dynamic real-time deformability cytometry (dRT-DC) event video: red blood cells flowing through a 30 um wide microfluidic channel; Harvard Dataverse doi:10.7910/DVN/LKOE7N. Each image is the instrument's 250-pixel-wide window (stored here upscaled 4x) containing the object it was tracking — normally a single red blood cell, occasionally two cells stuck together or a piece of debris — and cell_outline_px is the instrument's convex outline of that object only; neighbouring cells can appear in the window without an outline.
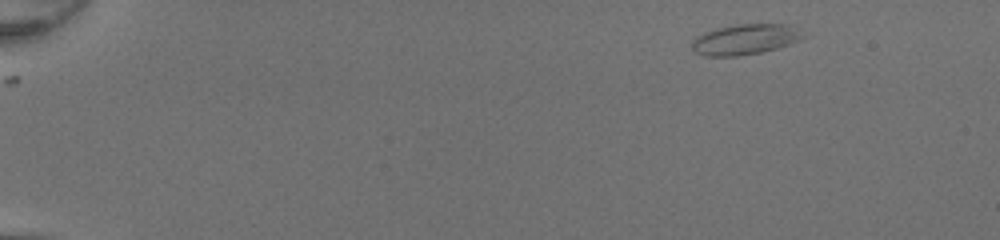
{"species": "common noctule bat (a hibernating species)", "species_latin": "Nyctalus noctula", "temperature_condition": "room temperature", "stored_images_in_passage": 45, "camera_frame_rate_fps": 3000, "um_per_image_px": 0.085, "animal": {"sex": "female", "body_mass_g": 20.0, "forearm_length_mm": 54.0}, "frame": {"image": 1, "passage_image": 1, "time_ms": 0.0, "image_size_px": [1000, 240], "cell_outline_px": [[804, 36], [800, 40], [776, 48], [760, 52], [736, 56], [704, 56], [696, 52], [692, 48], [692, 40], [696, 36], [704, 32], [716, 28], [736, 24], [792, 24]], "centroid_in_image_um": [63.3, 3.34], "position_along_channel_um": 21.7, "area_um2": 19.65}}
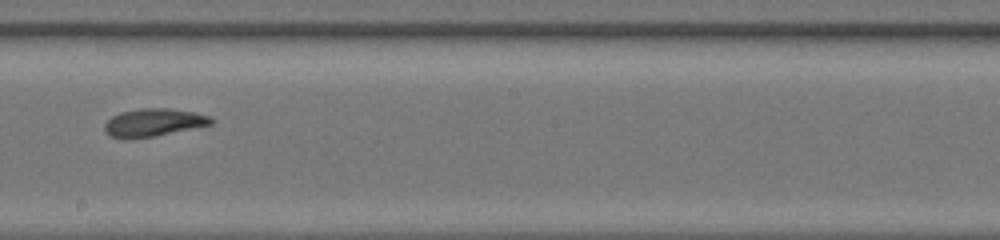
{"frame": {"image": 2, "passage_image": 26, "time_ms": 8.333, "image_size_px": [1000, 240], "cell_outline_px": [[216, 120], [212, 124], [156, 136], [132, 140], [124, 140], [108, 136], [104, 132], [104, 124], [112, 116], [120, 112], [144, 108], [168, 108], [196, 112], [208, 116]], "centroid_in_image_um": [13.0, 10.44], "position_along_channel_um": 235.2, "area_um2": 17.69}}
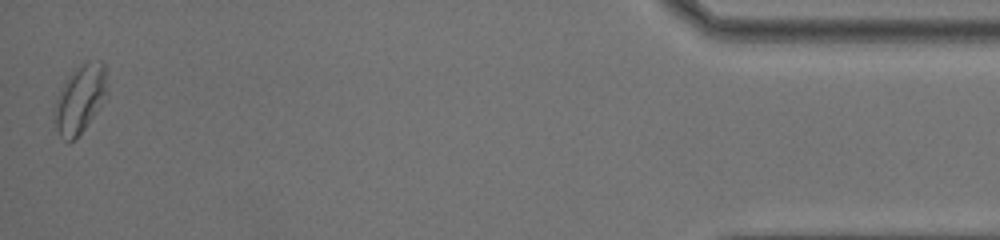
{"frame": {"image": 3, "passage_image": 45, "time_ms": 14.667, "image_size_px": [1000, 240], "cell_outline_px": [[108, 96], [84, 128], [68, 144], [60, 136], [56, 128], [52, 112], [56, 100], [72, 68], [88, 60], [100, 60], [104, 64], [108, 92]], "centroid_in_image_um": [6.81, 8.38], "position_along_channel_um": 428.4, "area_um2": 21.1}, "authors_computed_cell_mechanics": {"area_um2": 18.0914, "velocity_mm_per_s": 4.2232, "shape_relaxation_time_tau1_ms": 10.5727, "shape_relaxation_time_tau2_ms": 2.4983, "deformation_change_tau1": 0.2397, "deformation_change_tau2": 0.0954}}